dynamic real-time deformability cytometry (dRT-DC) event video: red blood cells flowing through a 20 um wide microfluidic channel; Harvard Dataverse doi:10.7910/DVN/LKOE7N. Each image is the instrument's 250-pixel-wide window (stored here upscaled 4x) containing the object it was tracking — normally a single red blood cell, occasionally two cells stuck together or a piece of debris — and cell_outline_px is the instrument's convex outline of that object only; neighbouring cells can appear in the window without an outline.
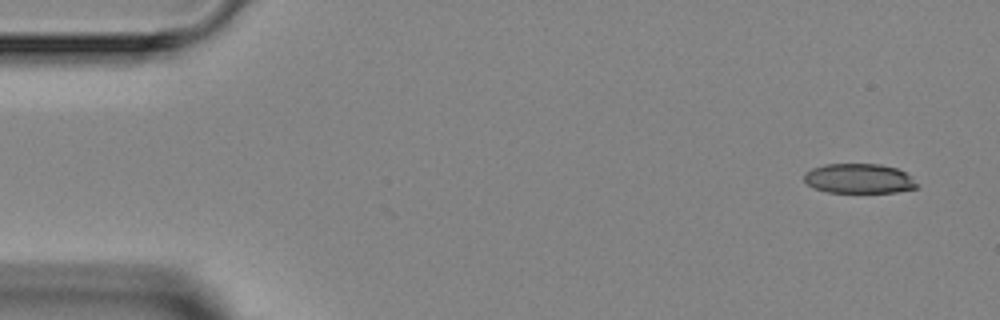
{"species": "Egyptian fruit bat (a non-hibernating species)", "species_latin": "Rousettus aegyptiacus", "temperature_condition": "room temperature", "stored_images_in_passage": 4, "camera_frame_rate_fps": 3000, "um_per_image_px": 0.085, "animal": {"sex": "female"}, "frame": {"image": 1, "passage_image": 1, "time_ms": 0.0, "image_size_px": [1000, 320], "cell_outline_px": [[916, 188], [896, 192], [828, 192], [812, 188], [804, 180], [804, 172], [812, 168], [824, 164], [880, 164], [896, 168], [912, 176], [916, 184]], "centroid_in_image_um": [72.98, 15.17], "position_along_channel_um": 12.0, "area_um2": 19.54}}
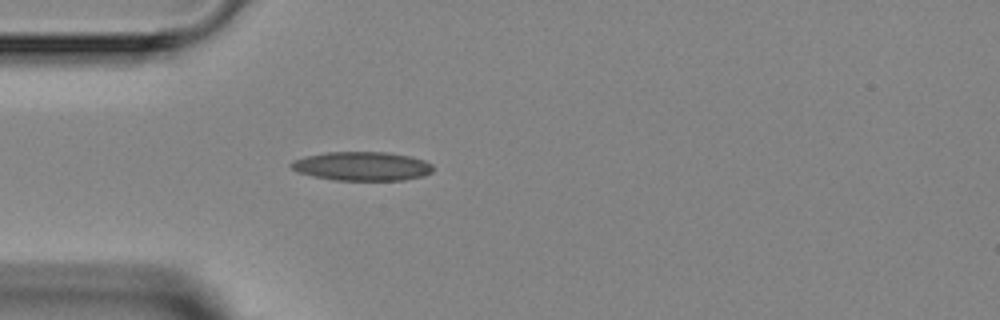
{"frame": {"image": 2, "passage_image": 4, "time_ms": 3.667, "image_size_px": [1000, 320], "cell_outline_px": [[432, 172], [424, 176], [404, 180], [332, 180], [312, 176], [296, 172], [288, 164], [292, 160], [308, 156], [328, 152], [384, 152], [412, 156], [424, 160], [432, 164]], "centroid_in_image_um": [30.77, 14.13], "position_along_channel_um": 54.2, "area_um2": 24.04}}